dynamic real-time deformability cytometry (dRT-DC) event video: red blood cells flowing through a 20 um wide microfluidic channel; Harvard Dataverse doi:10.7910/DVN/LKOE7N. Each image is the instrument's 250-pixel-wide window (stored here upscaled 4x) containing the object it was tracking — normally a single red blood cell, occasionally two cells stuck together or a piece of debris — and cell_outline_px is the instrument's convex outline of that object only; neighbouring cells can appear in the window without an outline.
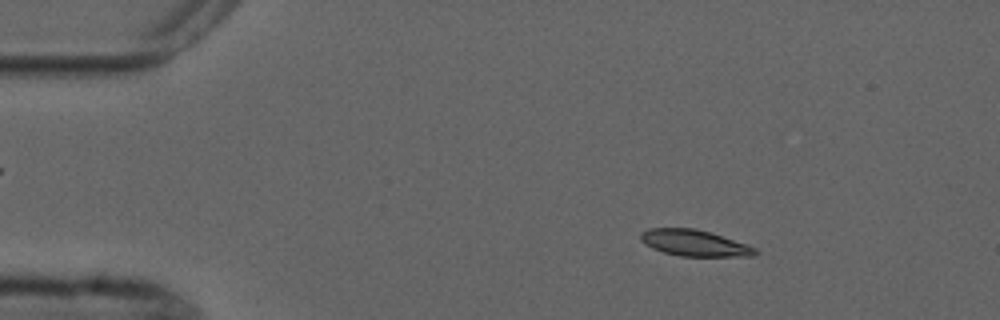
{"species": "common noctule bat (a hibernating species)", "species_latin": "Nyctalus noctula", "temperature_condition": "cold", "stored_images_in_passage": 4, "camera_frame_rate_fps": 3000, "um_per_image_px": 0.085, "animal": {"sex": "male", "forearm_length_mm": 52.5}, "frame": {"image": 1, "passage_image": 2, "time_ms": 1.0, "image_size_px": [1000, 320], "cell_outline_px": [[760, 252], [756, 256], [680, 256], [664, 252], [652, 248], [644, 244], [640, 240], [640, 232], [648, 228], [696, 228], [748, 244], [756, 248]], "centroid_in_image_um": [59.03, 20.65], "position_along_channel_um": 26.0, "area_um2": 17.69}}
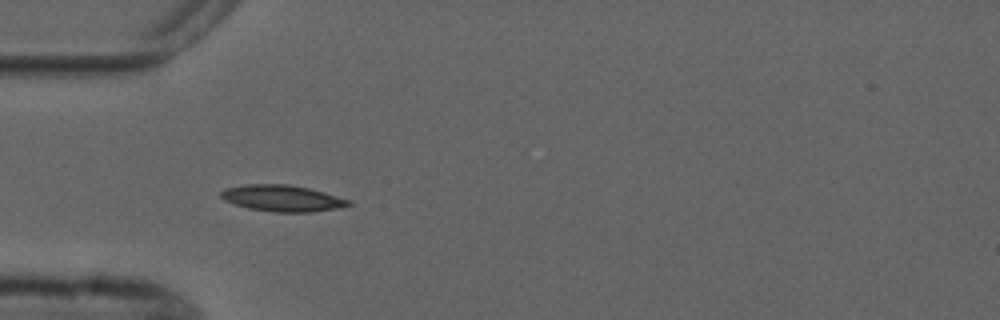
{"frame": {"image": 2, "passage_image": 4, "time_ms": 3.667, "image_size_px": [1000, 320], "cell_outline_px": [[352, 204], [336, 208], [312, 212], [272, 212], [248, 208], [224, 200], [220, 196], [220, 192], [224, 188], [244, 184], [288, 184], [308, 188], [324, 192], [352, 200]], "centroid_in_image_um": [23.98, 16.84], "position_along_channel_um": 61.0, "area_um2": 19.65}}